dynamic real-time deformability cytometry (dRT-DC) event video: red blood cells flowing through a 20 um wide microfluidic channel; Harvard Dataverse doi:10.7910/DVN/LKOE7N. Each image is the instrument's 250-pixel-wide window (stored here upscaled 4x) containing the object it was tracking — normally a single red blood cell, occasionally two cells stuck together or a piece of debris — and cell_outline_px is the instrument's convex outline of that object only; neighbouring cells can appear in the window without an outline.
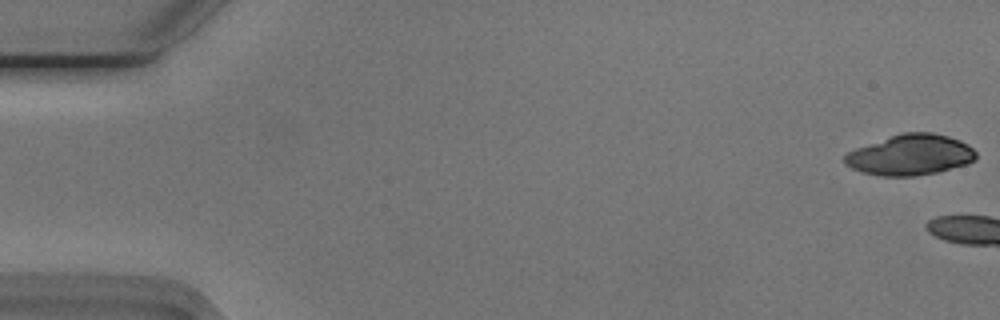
{"species": "Egyptian fruit bat (a non-hibernating species)", "species_latin": "Rousettus aegyptiacus", "temperature_condition": "cold", "stored_images_in_passage": 4, "camera_frame_rate_fps": 3000, "um_per_image_px": 0.085, "animal": {"sex": "male"}, "frame": {"image": 1, "passage_image": 1, "time_ms": 0.0, "image_size_px": [1000, 320], "cell_outline_px": [[976, 160], [968, 164], [936, 172], [916, 176], [880, 176], [860, 172], [844, 164], [844, 156], [848, 152], [856, 148], [904, 132], [932, 132], [948, 136], [960, 140], [968, 144], [976, 152]], "centroid_in_image_um": [77.39, 13.17], "position_along_channel_um": 7.6, "area_um2": 31.1}}